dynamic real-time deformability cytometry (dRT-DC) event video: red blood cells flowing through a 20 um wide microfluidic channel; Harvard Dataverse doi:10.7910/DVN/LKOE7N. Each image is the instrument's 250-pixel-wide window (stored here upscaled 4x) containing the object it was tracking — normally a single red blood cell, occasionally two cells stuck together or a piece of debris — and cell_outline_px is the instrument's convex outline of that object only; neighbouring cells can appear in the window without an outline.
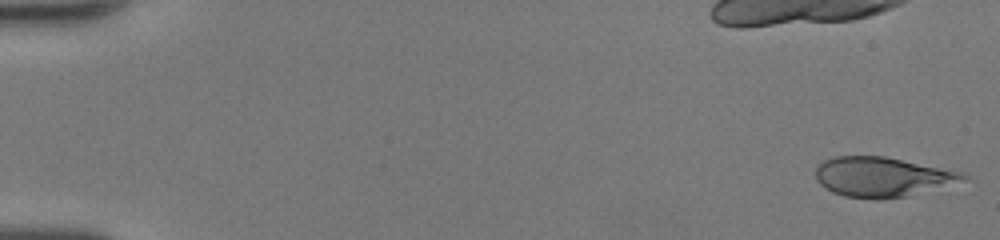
{"species": "human", "species_latin": "Homo sapiens", "temperature_condition": "room temperature", "stored_images_in_passage": 42, "camera_frame_rate_fps": 3000, "um_per_image_px": 0.085, "donor": {"sex": "female"}, "frame": {"image": 1, "passage_image": 1, "time_ms": 0.0, "image_size_px": [1000, 240], "cell_outline_px": [[968, 176], [908, 196], [844, 196], [832, 192], [820, 184], [816, 180], [816, 168], [824, 160], [836, 156], [884, 156], [964, 172]], "centroid_in_image_um": [74.88, 14.98], "position_along_channel_um": 10.1, "area_um2": 32.54}}
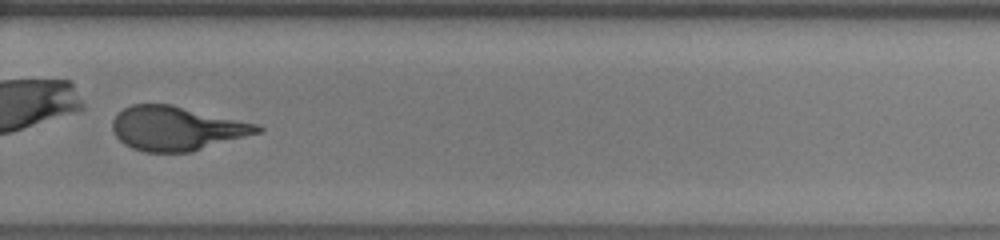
{"frame": {"image": 2, "passage_image": 35, "time_ms": 11.333, "image_size_px": [1000, 240], "cell_outline_px": [[264, 128], [260, 132], [192, 152], [144, 152], [132, 148], [124, 144], [112, 132], [112, 120], [124, 108], [132, 104], [172, 104], [260, 124]], "centroid_in_image_um": [15.02, 10.91], "position_along_channel_um": 314.8, "area_um2": 37.45}}
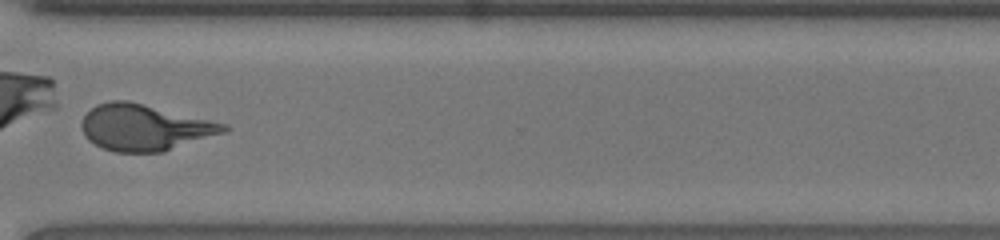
{"frame": {"image": 3, "passage_image": 38, "time_ms": 12.333, "image_size_px": [1000, 240], "cell_outline_px": [[228, 128], [224, 132], [164, 152], [116, 152], [104, 148], [88, 140], [84, 136], [80, 124], [84, 116], [96, 104], [112, 100], [128, 100], [228, 124]], "centroid_in_image_um": [12.27, 10.83], "position_along_channel_um": 358.3, "area_um2": 38.15}, "authors_computed_cell_mechanics": {"area_um2": 37.2232, "velocity_mm_per_s": 4.2917, "shape_relaxation_time_tau1_ms": 4.2539, "shape_relaxation_time_tau2_ms": 0.6545, "deformation_change_tau1": 0.1976, "deformation_change_tau2": 0.0775}}